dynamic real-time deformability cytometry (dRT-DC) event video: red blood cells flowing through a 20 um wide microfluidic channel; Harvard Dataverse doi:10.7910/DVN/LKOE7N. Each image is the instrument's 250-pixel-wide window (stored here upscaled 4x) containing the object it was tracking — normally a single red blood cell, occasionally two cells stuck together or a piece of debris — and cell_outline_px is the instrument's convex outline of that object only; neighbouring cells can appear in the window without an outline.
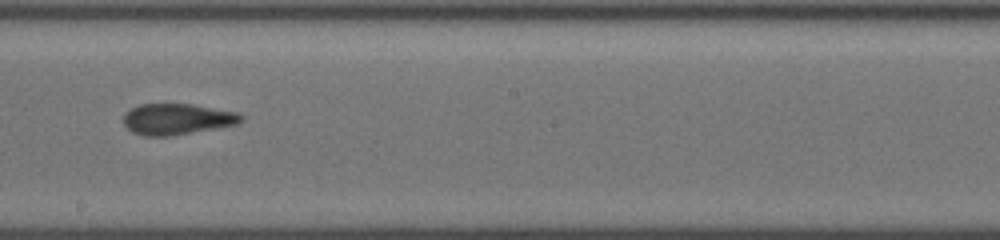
{"species": "common noctule bat (a hibernating species)", "species_latin": "Nyctalus noctula", "temperature_condition": "cold", "stored_images_in_passage": 33, "camera_frame_rate_fps": 3000, "um_per_image_px": 0.085, "animal": {"sex": "female", "body_mass_g": 19.5, "forearm_length_mm": 54.1}, "frame": {"image": 1, "passage_image": 15, "time_ms": 4.667, "image_size_px": [1000, 240], "cell_outline_px": [[244, 116], [236, 124], [164, 136], [144, 136], [132, 132], [124, 124], [124, 116], [132, 108], [140, 104], [192, 104], [240, 112]], "centroid_in_image_um": [15.05, 10.1], "position_along_channel_um": 233.2, "area_um2": 20.81}}
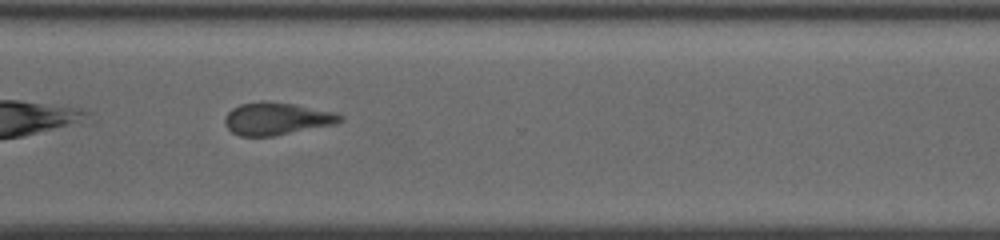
{"frame": {"image": 2, "passage_image": 24, "time_ms": 7.667, "image_size_px": [1000, 240], "cell_outline_px": [[344, 120], [336, 124], [272, 136], [240, 136], [232, 132], [224, 124], [224, 116], [232, 108], [240, 104], [260, 100], [296, 104], [336, 112], [344, 116]], "centroid_in_image_um": [23.53, 10.07], "position_along_channel_um": 347.1, "area_um2": 22.08}, "authors_computed_cell_mechanics": {"area_um2": 21.6172, "velocity_mm_per_s": 3.7962, "shape_relaxation_time_tau1_ms": 3.0038, "shape_relaxation_time_tau2_ms": 2.2554, "deformation_change_tau1": 0.0745, "deformation_change_tau2": 0.0796}}